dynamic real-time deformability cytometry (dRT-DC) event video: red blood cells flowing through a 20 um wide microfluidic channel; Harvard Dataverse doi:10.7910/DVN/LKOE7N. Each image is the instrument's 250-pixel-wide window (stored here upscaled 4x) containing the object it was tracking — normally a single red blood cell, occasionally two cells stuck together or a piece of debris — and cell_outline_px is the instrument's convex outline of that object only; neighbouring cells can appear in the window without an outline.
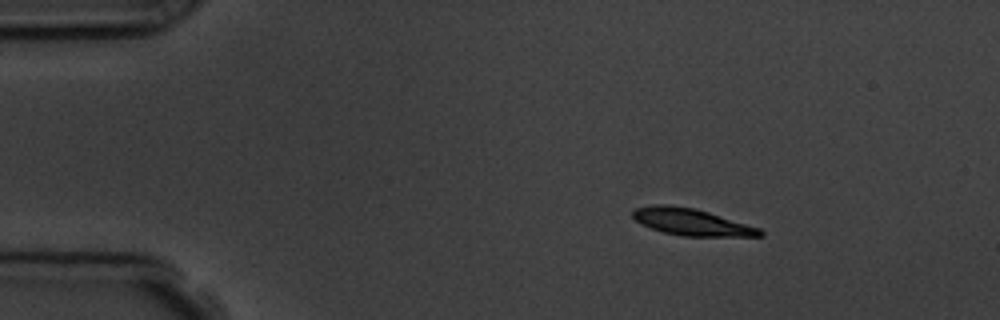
{"species": "common noctule bat (a hibernating species)", "species_latin": "Nyctalus noctula", "temperature_condition": "room temperature", "stored_images_in_passage": 4, "camera_frame_rate_fps": 3000, "um_per_image_px": 0.085, "animal": {"sex": "male", "body_mass_g": 19.5, "forearm_length_mm": 54.6}, "frame": {"image": 1, "passage_image": 2, "time_ms": 1.333, "image_size_px": [1000, 320], "cell_outline_px": [[764, 236], [684, 236], [664, 232], [640, 224], [632, 216], [632, 208], [652, 204], [668, 204], [696, 208], [760, 228], [764, 232]], "centroid_in_image_um": [58.74, 18.85], "position_along_channel_um": 26.3, "area_um2": 20.0}}